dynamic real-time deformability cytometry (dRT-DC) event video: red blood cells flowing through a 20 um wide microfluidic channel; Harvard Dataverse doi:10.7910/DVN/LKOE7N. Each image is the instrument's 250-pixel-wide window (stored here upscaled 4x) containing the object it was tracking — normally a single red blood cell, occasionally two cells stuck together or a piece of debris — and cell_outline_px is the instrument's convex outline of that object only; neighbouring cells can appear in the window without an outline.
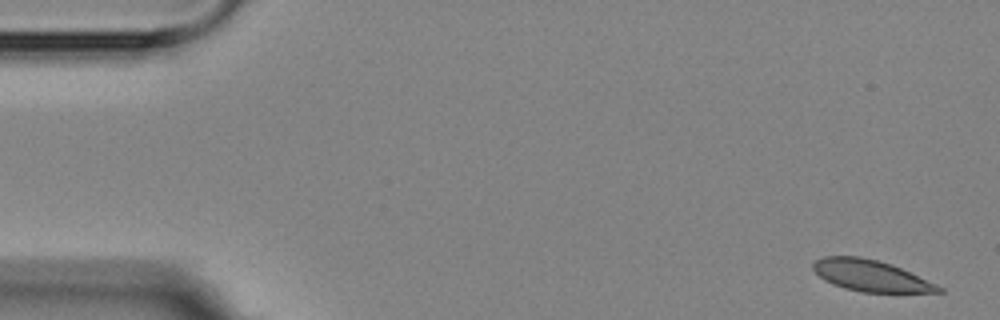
{"species": "Egyptian fruit bat (a non-hibernating species)", "species_latin": "Rousettus aegyptiacus", "temperature_condition": "room temperature", "stored_images_in_passage": 4, "camera_frame_rate_fps": 3000, "um_per_image_px": 0.085, "animal": {"sex": "female"}, "frame": {"image": 1, "passage_image": 1, "time_ms": 0.0, "image_size_px": [1000, 320], "cell_outline_px": [[944, 292], [860, 292], [844, 288], [832, 284], [824, 280], [812, 268], [812, 264], [816, 260], [824, 256], [860, 256], [892, 264], [936, 284], [944, 288]], "centroid_in_image_um": [73.99, 23.43], "position_along_channel_um": 11.0, "area_um2": 22.77}}